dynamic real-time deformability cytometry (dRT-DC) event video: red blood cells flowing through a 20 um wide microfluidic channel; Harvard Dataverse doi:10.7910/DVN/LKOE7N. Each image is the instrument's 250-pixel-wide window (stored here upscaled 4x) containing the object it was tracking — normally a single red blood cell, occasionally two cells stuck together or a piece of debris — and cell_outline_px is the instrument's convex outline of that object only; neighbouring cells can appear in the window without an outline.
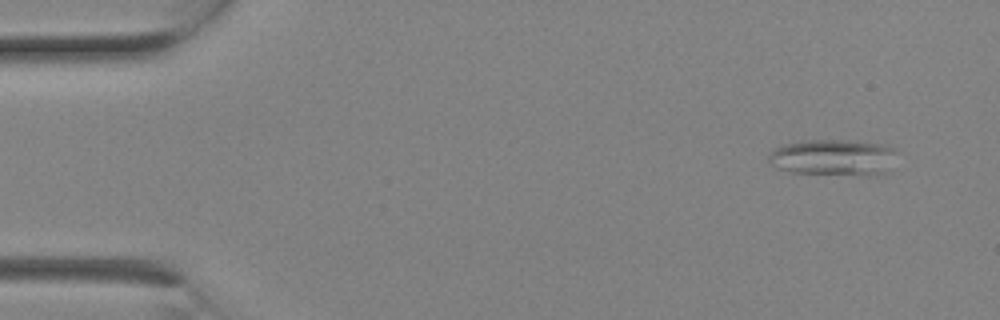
{"species": "Egyptian fruit bat (a non-hibernating species)", "species_latin": "Rousettus aegyptiacus", "temperature_condition": "room temperature", "stored_images_in_passage": 2, "camera_frame_rate_fps": 3000, "um_per_image_px": 0.085, "animal": {"sex": "female"}, "frame": {"image": 1, "passage_image": 1, "time_ms": 0.0, "image_size_px": [1000, 320], "cell_outline_px": [[896, 148], [892, 172], [880, 176], [868, 176], [792, 172], [768, 164], [768, 156], [776, 148], [784, 144], [804, 140], [856, 140], [884, 144]], "centroid_in_image_um": [70.95, 13.4], "position_along_channel_um": 14.0, "area_um2": 27.92}}